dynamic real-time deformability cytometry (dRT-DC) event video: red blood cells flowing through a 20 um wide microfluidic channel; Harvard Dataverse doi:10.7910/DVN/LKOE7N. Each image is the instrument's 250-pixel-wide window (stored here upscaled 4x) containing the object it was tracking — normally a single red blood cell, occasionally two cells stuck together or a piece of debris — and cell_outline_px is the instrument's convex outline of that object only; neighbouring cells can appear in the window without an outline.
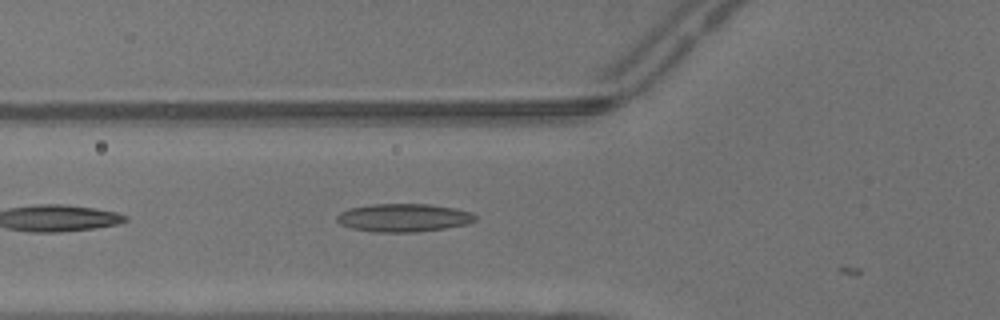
{"species": "common noctule bat (a hibernating species)", "species_latin": "Nyctalus noctula", "temperature_condition": "warm", "stored_images_in_passage": 5, "camera_frame_rate_fps": 3000, "um_per_image_px": 0.085, "animal": {"sex": "male", "body_mass_g": 13.3}, "frame": {"image": 1, "passage_image": 5, "time_ms": 1.333, "image_size_px": [1000, 320], "cell_outline_px": [[476, 220], [468, 224], [444, 228], [412, 232], [376, 232], [352, 228], [340, 224], [336, 220], [336, 216], [340, 212], [348, 208], [372, 204], [428, 204], [456, 208], [472, 212], [476, 216]], "centroid_in_image_um": [34.3, 18.5], "position_along_channel_um": 91.5, "area_um2": 22.72}}